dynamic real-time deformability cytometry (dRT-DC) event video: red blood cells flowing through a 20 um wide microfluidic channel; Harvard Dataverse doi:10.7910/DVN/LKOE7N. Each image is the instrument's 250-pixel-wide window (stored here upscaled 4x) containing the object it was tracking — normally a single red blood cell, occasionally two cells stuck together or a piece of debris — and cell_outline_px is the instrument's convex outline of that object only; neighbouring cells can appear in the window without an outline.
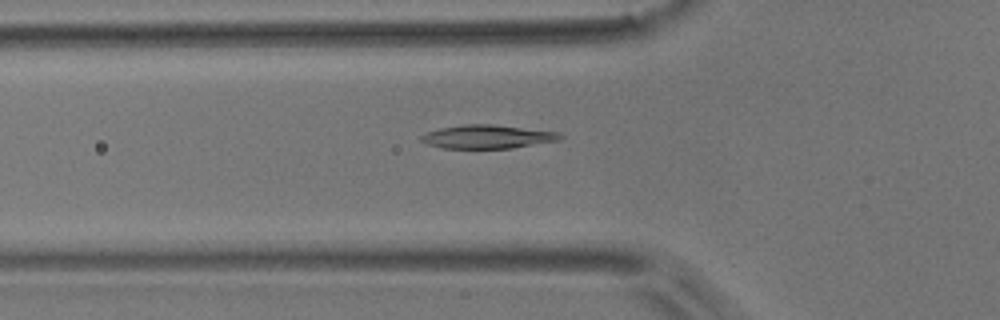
{"species": "common noctule bat (a hibernating species)", "species_latin": "Nyctalus noctula", "temperature_condition": "room temperature", "stored_images_in_passage": 44, "camera_frame_rate_fps": 3000, "um_per_image_px": 0.085, "animal": {"sex": "male", "body_mass_g": 17.9}, "frame": {"image": 1, "passage_image": 9, "time_ms": 2.667, "image_size_px": [1000, 320], "cell_outline_px": [[564, 136], [556, 140], [512, 148], [440, 148], [428, 144], [420, 140], [420, 136], [424, 132], [440, 128], [464, 124], [492, 124], [560, 132]], "centroid_in_image_um": [41.37, 11.61], "position_along_channel_um": 84.4, "area_um2": 19.02}}
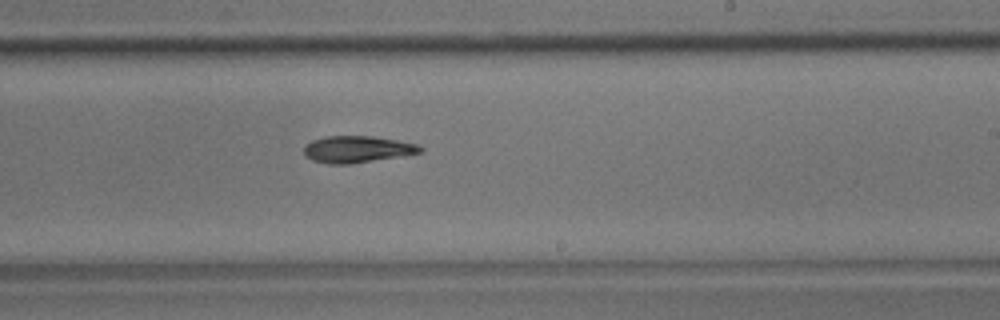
{"frame": {"image": 2, "passage_image": 23, "time_ms": 7.333, "image_size_px": [1000, 320], "cell_outline_px": [[424, 152], [352, 164], [328, 164], [312, 160], [304, 156], [304, 144], [312, 140], [324, 136], [372, 136], [396, 140], [416, 144], [424, 148]], "centroid_in_image_um": [30.32, 12.69], "position_along_channel_um": 258.7, "area_um2": 18.26}}
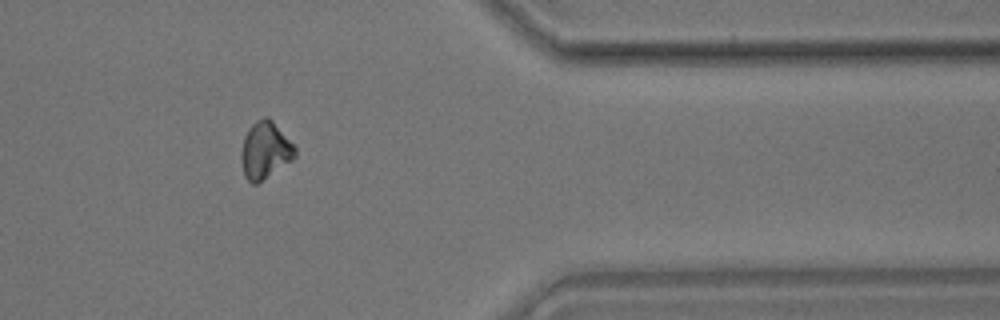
{"frame": {"image": 3, "passage_image": 35, "time_ms": 11.333, "image_size_px": [1000, 320], "cell_outline_px": [[296, 156], [292, 160], [256, 184], [252, 184], [244, 176], [240, 160], [240, 152], [244, 136], [248, 128], [256, 120], [264, 116], [268, 116], [272, 120], [296, 148]], "centroid_in_image_um": [22.5, 12.77], "position_along_channel_um": 388.9, "area_um2": 17.92}}